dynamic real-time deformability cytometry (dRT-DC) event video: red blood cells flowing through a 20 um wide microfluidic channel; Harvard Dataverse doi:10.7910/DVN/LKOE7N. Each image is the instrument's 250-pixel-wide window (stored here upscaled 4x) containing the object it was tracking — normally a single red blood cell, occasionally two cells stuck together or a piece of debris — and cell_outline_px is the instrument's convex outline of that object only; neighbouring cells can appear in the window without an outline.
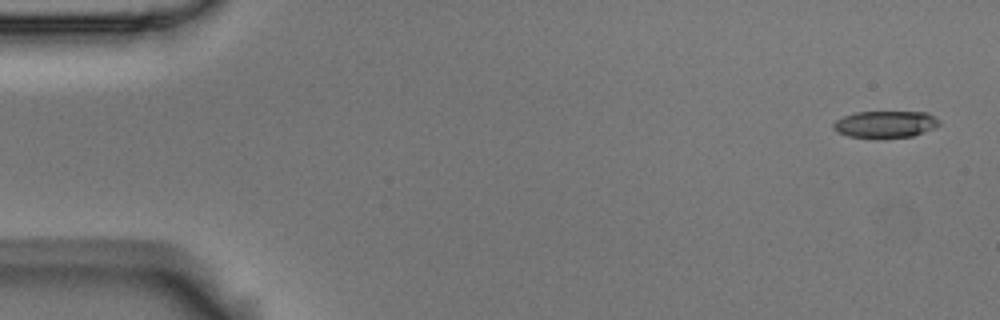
{"species": "Egyptian fruit bat (a non-hibernating species)", "species_latin": "Rousettus aegyptiacus", "temperature_condition": "room temperature", "stored_images_in_passage": 5, "camera_frame_rate_fps": 3000, "um_per_image_px": 0.085, "animal": {"sex": "male"}, "frame": {"image": 1, "passage_image": 1, "time_ms": 0.0, "image_size_px": [1000, 320], "cell_outline_px": [[940, 124], [936, 128], [912, 136], [848, 136], [836, 132], [832, 128], [832, 124], [836, 120], [844, 116], [856, 112], [928, 112], [940, 120]], "centroid_in_image_um": [75.27, 10.53], "position_along_channel_um": 9.7, "area_um2": 16.24}}
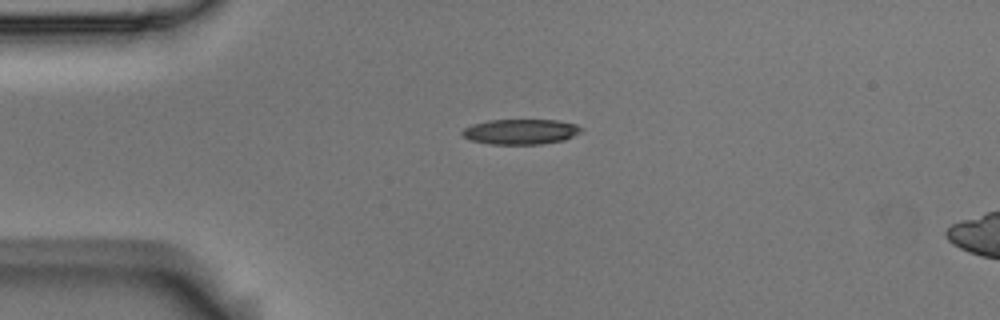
{"frame": {"image": 2, "passage_image": 4, "time_ms": 1.0, "image_size_px": [1000, 320], "cell_outline_px": [[584, 128], [580, 132], [564, 140], [540, 144], [492, 144], [472, 140], [464, 136], [460, 132], [464, 128], [472, 124], [488, 120], [556, 120], [576, 124]], "centroid_in_image_um": [44.26, 11.18], "position_along_channel_um": 40.7, "area_um2": 17.4}}